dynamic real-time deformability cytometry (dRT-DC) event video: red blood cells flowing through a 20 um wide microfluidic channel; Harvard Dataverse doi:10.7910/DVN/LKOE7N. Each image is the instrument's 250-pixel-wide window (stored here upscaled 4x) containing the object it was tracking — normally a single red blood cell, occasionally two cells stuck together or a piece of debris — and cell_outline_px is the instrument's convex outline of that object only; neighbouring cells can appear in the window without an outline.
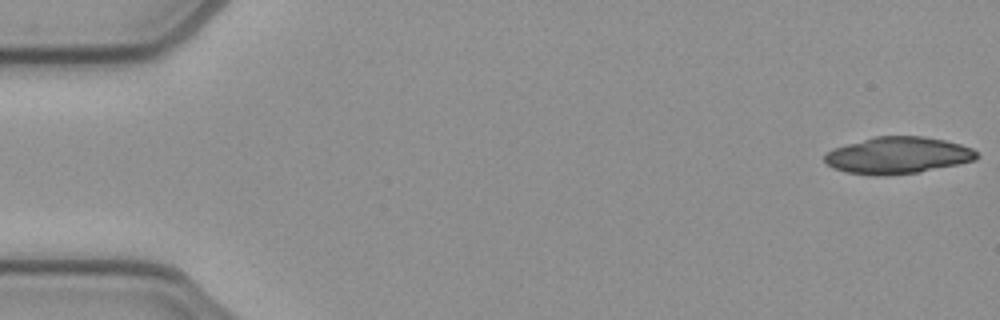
{"species": "common noctule bat (a hibernating species)", "species_latin": "Nyctalus noctula", "temperature_condition": "cold", "stored_images_in_passage": 24, "camera_frame_rate_fps": 3000, "um_per_image_px": 0.085, "animal": {"sex": "female", "body_mass_g": 21.9}, "frame": {"image": 1, "passage_image": 1, "time_ms": 0.0, "image_size_px": [1000, 320], "cell_outline_px": [[980, 156], [976, 160], [960, 164], [920, 172], [884, 176], [876, 176], [848, 172], [832, 168], [824, 160], [824, 156], [832, 148], [876, 136], [924, 136], [944, 140], [960, 144], [972, 148]], "centroid_in_image_um": [76.34, 13.21], "position_along_channel_um": 8.7, "area_um2": 32.71}}